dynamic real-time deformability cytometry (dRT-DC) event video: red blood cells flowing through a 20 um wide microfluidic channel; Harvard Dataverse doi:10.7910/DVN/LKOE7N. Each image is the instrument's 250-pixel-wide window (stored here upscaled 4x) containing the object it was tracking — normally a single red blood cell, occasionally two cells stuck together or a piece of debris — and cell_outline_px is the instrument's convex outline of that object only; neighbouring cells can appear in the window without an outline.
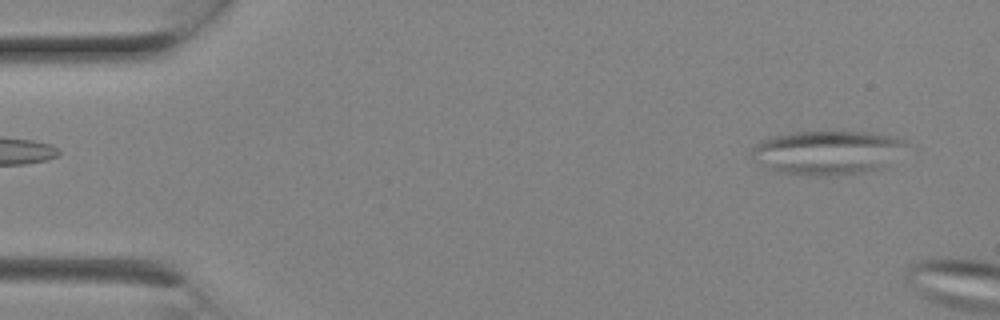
{"species": "Egyptian fruit bat (a non-hibernating species)", "species_latin": "Rousettus aegyptiacus", "temperature_condition": "room temperature", "stored_images_in_passage": 2, "camera_frame_rate_fps": 3000, "um_per_image_px": 0.085, "animal": {"sex": "female"}, "frame": {"image": 1, "passage_image": 2, "time_ms": 0.333, "image_size_px": [1000, 320], "cell_outline_px": [[908, 144], [880, 168], [860, 172], [832, 176], [820, 176], [776, 172], [768, 168], [756, 160], [752, 156], [752, 152], [756, 144], [772, 136], [796, 132], [868, 132], [896, 136], [904, 140]], "centroid_in_image_um": [70.3, 12.96], "position_along_channel_um": 14.7, "area_um2": 38.96}}